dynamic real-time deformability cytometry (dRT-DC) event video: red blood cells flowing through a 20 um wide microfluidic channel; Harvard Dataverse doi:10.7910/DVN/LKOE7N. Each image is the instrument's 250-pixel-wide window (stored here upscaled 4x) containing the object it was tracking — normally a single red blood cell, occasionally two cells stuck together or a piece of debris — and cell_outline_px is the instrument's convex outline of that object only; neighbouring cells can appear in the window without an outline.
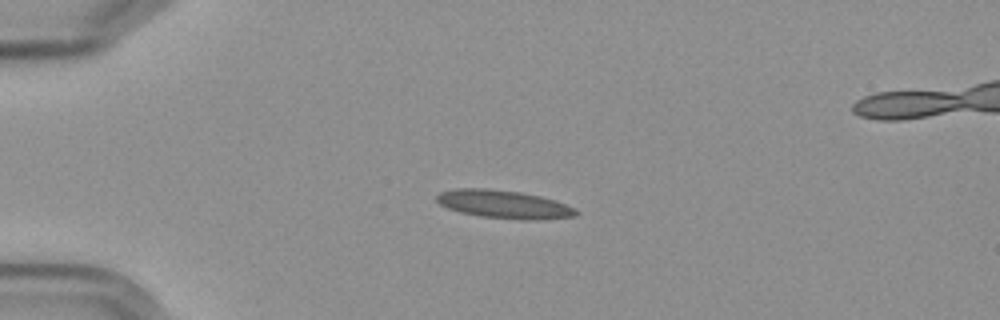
{"species": "Egyptian fruit bat (a non-hibernating species)", "species_latin": "Rousettus aegyptiacus", "temperature_condition": "cold", "stored_images_in_passage": 5, "camera_frame_rate_fps": 3000, "um_per_image_px": 0.085, "frame": {"image": 1, "passage_image": 3, "time_ms": 2.333, "image_size_px": [1000, 320], "cell_outline_px": [[580, 212], [576, 216], [544, 220], [520, 220], [480, 216], [460, 212], [448, 208], [440, 204], [436, 200], [436, 196], [440, 192], [452, 188], [488, 188], [520, 192], [540, 196], [556, 200], [576, 208]], "centroid_in_image_um": [42.87, 17.37], "position_along_channel_um": 42.1, "area_um2": 23.24}}